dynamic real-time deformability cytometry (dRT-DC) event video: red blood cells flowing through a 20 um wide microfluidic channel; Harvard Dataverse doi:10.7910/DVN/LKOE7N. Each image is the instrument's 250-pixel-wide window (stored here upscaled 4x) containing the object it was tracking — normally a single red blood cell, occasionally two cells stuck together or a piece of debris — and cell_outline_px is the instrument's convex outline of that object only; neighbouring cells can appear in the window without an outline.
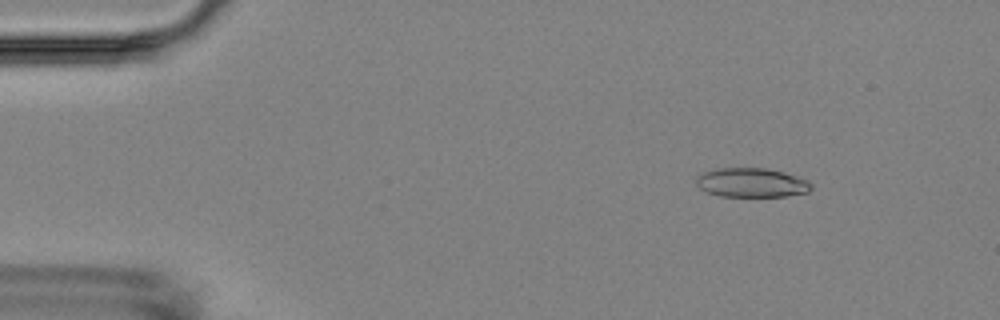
{"species": "Egyptian fruit bat (a non-hibernating species)", "species_latin": "Rousettus aegyptiacus", "temperature_condition": "room temperature", "stored_images_in_passage": 6, "camera_frame_rate_fps": 3000, "um_per_image_px": 0.085, "animal": {"sex": "female"}, "frame": {"image": 1, "passage_image": 2, "time_ms": 1.333, "image_size_px": [1000, 320], "cell_outline_px": [[812, 188], [808, 192], [784, 196], [720, 196], [708, 192], [700, 188], [696, 184], [696, 176], [704, 172], [716, 168], [768, 168], [784, 172], [808, 180], [812, 184]], "centroid_in_image_um": [63.88, 15.51], "position_along_channel_um": 21.1, "area_um2": 19.59}}